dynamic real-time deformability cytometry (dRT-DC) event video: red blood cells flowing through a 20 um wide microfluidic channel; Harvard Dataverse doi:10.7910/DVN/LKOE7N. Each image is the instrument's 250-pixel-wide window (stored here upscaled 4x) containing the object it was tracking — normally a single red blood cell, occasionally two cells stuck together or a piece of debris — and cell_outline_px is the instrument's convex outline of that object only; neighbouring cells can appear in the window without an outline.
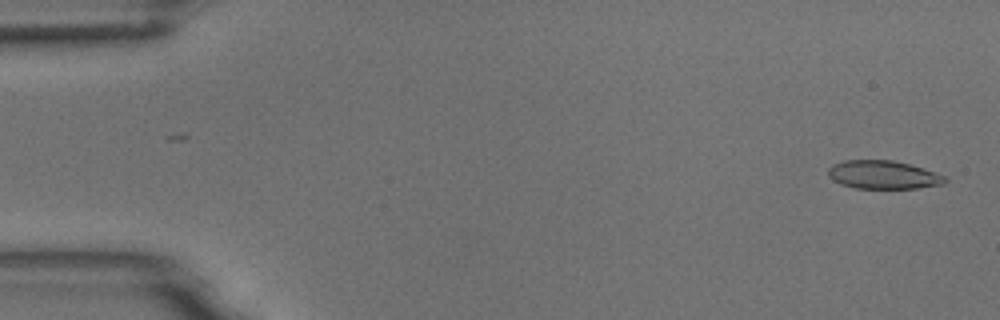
{"species": "common noctule bat (a hibernating species)", "species_latin": "Nyctalus noctula", "temperature_condition": "room temperature", "stored_images_in_passage": 54, "camera_frame_rate_fps": 3000, "um_per_image_px": 0.085, "animal": {"sex": "male", "body_mass_g": 18.8}, "frame": {"image": 1, "passage_image": 2, "time_ms": 0.333, "image_size_px": [1000, 320], "cell_outline_px": [[948, 180], [944, 184], [916, 188], [856, 188], [840, 184], [832, 180], [828, 176], [828, 168], [832, 164], [844, 160], [892, 160], [908, 164], [948, 176]], "centroid_in_image_um": [75.06, 14.86], "position_along_channel_um": 9.9, "area_um2": 19.36}}
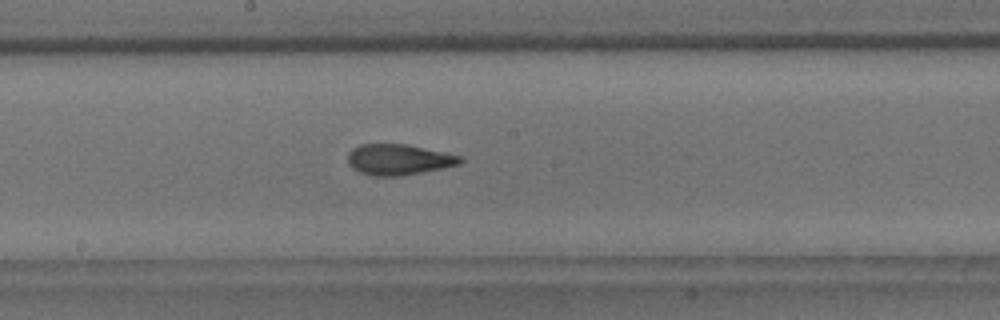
{"frame": {"image": 2, "passage_image": 29, "time_ms": 9.333, "image_size_px": [1000, 320], "cell_outline_px": [[464, 160], [460, 164], [400, 176], [372, 176], [360, 172], [352, 168], [348, 164], [348, 152], [352, 148], [360, 144], [408, 144], [464, 156]], "centroid_in_image_um": [33.88, 13.55], "position_along_channel_um": 214.3, "area_um2": 20.29}}
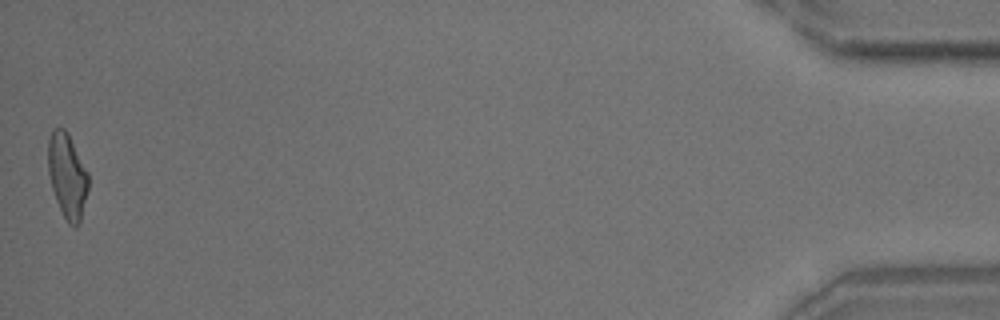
{"frame": {"image": 3, "passage_image": 54, "time_ms": 17.667, "image_size_px": [1000, 320], "cell_outline_px": [[88, 188], [80, 224], [76, 228], [72, 228], [68, 224], [56, 200], [52, 188], [48, 172], [48, 140], [52, 128], [64, 128], [68, 132], [88, 172]], "centroid_in_image_um": [5.72, 14.95], "position_along_channel_um": 429.5, "area_um2": 20.06}, "authors_computed_cell_mechanics": {"area_um2": 20.0277, "velocity_mm_per_s": 3.7212, "shape_relaxation_time_tau1_ms": 8.2592, "shape_relaxation_time_tau2_ms": 1.4281, "deformation_change_tau1": 0.2347, "deformation_change_tau2": 0.0923}}